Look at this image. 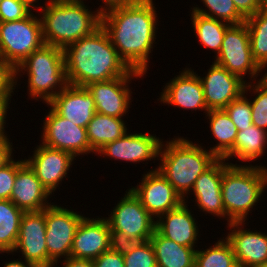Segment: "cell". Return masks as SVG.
Here are the masks:
<instances>
[{"mask_svg":"<svg viewBox=\"0 0 267 267\" xmlns=\"http://www.w3.org/2000/svg\"><path fill=\"white\" fill-rule=\"evenodd\" d=\"M14 87V70L0 59V103L11 102Z\"/></svg>","mask_w":267,"mask_h":267,"instance_id":"obj_39","label":"cell"},{"mask_svg":"<svg viewBox=\"0 0 267 267\" xmlns=\"http://www.w3.org/2000/svg\"><path fill=\"white\" fill-rule=\"evenodd\" d=\"M42 126V143L52 149L64 150L74 157L96 152L90 147L85 127L60 116L51 106Z\"/></svg>","mask_w":267,"mask_h":267,"instance_id":"obj_11","label":"cell"},{"mask_svg":"<svg viewBox=\"0 0 267 267\" xmlns=\"http://www.w3.org/2000/svg\"><path fill=\"white\" fill-rule=\"evenodd\" d=\"M43 5L39 10L45 44L64 49L101 26V14L83 0H48Z\"/></svg>","mask_w":267,"mask_h":267,"instance_id":"obj_3","label":"cell"},{"mask_svg":"<svg viewBox=\"0 0 267 267\" xmlns=\"http://www.w3.org/2000/svg\"><path fill=\"white\" fill-rule=\"evenodd\" d=\"M32 10L21 0L0 1V22H11L26 18Z\"/></svg>","mask_w":267,"mask_h":267,"instance_id":"obj_38","label":"cell"},{"mask_svg":"<svg viewBox=\"0 0 267 267\" xmlns=\"http://www.w3.org/2000/svg\"><path fill=\"white\" fill-rule=\"evenodd\" d=\"M209 119L210 132L217 139L216 145L209 151L218 159H224L232 150L237 138V127L224 109L209 110L206 113Z\"/></svg>","mask_w":267,"mask_h":267,"instance_id":"obj_27","label":"cell"},{"mask_svg":"<svg viewBox=\"0 0 267 267\" xmlns=\"http://www.w3.org/2000/svg\"><path fill=\"white\" fill-rule=\"evenodd\" d=\"M33 152L32 157L25 159V162L35 172L46 190L52 194L62 179L68 177V171L76 158L67 151L52 149L43 144L37 145Z\"/></svg>","mask_w":267,"mask_h":267,"instance_id":"obj_14","label":"cell"},{"mask_svg":"<svg viewBox=\"0 0 267 267\" xmlns=\"http://www.w3.org/2000/svg\"><path fill=\"white\" fill-rule=\"evenodd\" d=\"M63 267H94L93 260L89 259H76L68 257L63 259Z\"/></svg>","mask_w":267,"mask_h":267,"instance_id":"obj_46","label":"cell"},{"mask_svg":"<svg viewBox=\"0 0 267 267\" xmlns=\"http://www.w3.org/2000/svg\"><path fill=\"white\" fill-rule=\"evenodd\" d=\"M23 214L11 200H0V253L12 254Z\"/></svg>","mask_w":267,"mask_h":267,"instance_id":"obj_29","label":"cell"},{"mask_svg":"<svg viewBox=\"0 0 267 267\" xmlns=\"http://www.w3.org/2000/svg\"><path fill=\"white\" fill-rule=\"evenodd\" d=\"M19 259L17 260H13V261H8L5 263V266L4 267H35L32 263L30 262H27V261H18Z\"/></svg>","mask_w":267,"mask_h":267,"instance_id":"obj_47","label":"cell"},{"mask_svg":"<svg viewBox=\"0 0 267 267\" xmlns=\"http://www.w3.org/2000/svg\"><path fill=\"white\" fill-rule=\"evenodd\" d=\"M214 62L230 73L239 76L243 81L244 76L249 75L252 82L262 72V68L254 60L249 31L245 22L236 25H230L225 33L224 39L220 48V52L215 56Z\"/></svg>","mask_w":267,"mask_h":267,"instance_id":"obj_8","label":"cell"},{"mask_svg":"<svg viewBox=\"0 0 267 267\" xmlns=\"http://www.w3.org/2000/svg\"><path fill=\"white\" fill-rule=\"evenodd\" d=\"M24 71V72H23ZM28 77V96L49 103L67 85L64 51L60 47L43 44L14 69V86L18 77ZM58 90V91H57Z\"/></svg>","mask_w":267,"mask_h":267,"instance_id":"obj_6","label":"cell"},{"mask_svg":"<svg viewBox=\"0 0 267 267\" xmlns=\"http://www.w3.org/2000/svg\"><path fill=\"white\" fill-rule=\"evenodd\" d=\"M162 139L149 133H126L121 138L105 144L96 153L115 160L133 163L158 158Z\"/></svg>","mask_w":267,"mask_h":267,"instance_id":"obj_17","label":"cell"},{"mask_svg":"<svg viewBox=\"0 0 267 267\" xmlns=\"http://www.w3.org/2000/svg\"><path fill=\"white\" fill-rule=\"evenodd\" d=\"M94 267H125L123 255L111 249L93 260Z\"/></svg>","mask_w":267,"mask_h":267,"instance_id":"obj_41","label":"cell"},{"mask_svg":"<svg viewBox=\"0 0 267 267\" xmlns=\"http://www.w3.org/2000/svg\"><path fill=\"white\" fill-rule=\"evenodd\" d=\"M254 267H267V264L257 265V266H254Z\"/></svg>","mask_w":267,"mask_h":267,"instance_id":"obj_49","label":"cell"},{"mask_svg":"<svg viewBox=\"0 0 267 267\" xmlns=\"http://www.w3.org/2000/svg\"><path fill=\"white\" fill-rule=\"evenodd\" d=\"M194 267H239L231 244L219 239L205 250H196Z\"/></svg>","mask_w":267,"mask_h":267,"instance_id":"obj_32","label":"cell"},{"mask_svg":"<svg viewBox=\"0 0 267 267\" xmlns=\"http://www.w3.org/2000/svg\"><path fill=\"white\" fill-rule=\"evenodd\" d=\"M208 73L201 80L208 110L224 109L243 93L246 82L226 68L212 62Z\"/></svg>","mask_w":267,"mask_h":267,"instance_id":"obj_15","label":"cell"},{"mask_svg":"<svg viewBox=\"0 0 267 267\" xmlns=\"http://www.w3.org/2000/svg\"><path fill=\"white\" fill-rule=\"evenodd\" d=\"M237 11L245 18L256 14L259 10L265 8L264 0H232Z\"/></svg>","mask_w":267,"mask_h":267,"instance_id":"obj_42","label":"cell"},{"mask_svg":"<svg viewBox=\"0 0 267 267\" xmlns=\"http://www.w3.org/2000/svg\"><path fill=\"white\" fill-rule=\"evenodd\" d=\"M23 3H25L31 10H34V8L39 9L35 3L39 2V0H21Z\"/></svg>","mask_w":267,"mask_h":267,"instance_id":"obj_48","label":"cell"},{"mask_svg":"<svg viewBox=\"0 0 267 267\" xmlns=\"http://www.w3.org/2000/svg\"><path fill=\"white\" fill-rule=\"evenodd\" d=\"M105 5H100L97 11L103 15L112 9L126 7L134 4L137 0H101ZM101 7V8H100Z\"/></svg>","mask_w":267,"mask_h":267,"instance_id":"obj_43","label":"cell"},{"mask_svg":"<svg viewBox=\"0 0 267 267\" xmlns=\"http://www.w3.org/2000/svg\"><path fill=\"white\" fill-rule=\"evenodd\" d=\"M258 80L256 83L247 82L244 93H251L253 90L251 94H257L253 101H250L252 124L267 131V73Z\"/></svg>","mask_w":267,"mask_h":267,"instance_id":"obj_34","label":"cell"},{"mask_svg":"<svg viewBox=\"0 0 267 267\" xmlns=\"http://www.w3.org/2000/svg\"><path fill=\"white\" fill-rule=\"evenodd\" d=\"M44 43L40 17L0 22V59L13 70Z\"/></svg>","mask_w":267,"mask_h":267,"instance_id":"obj_7","label":"cell"},{"mask_svg":"<svg viewBox=\"0 0 267 267\" xmlns=\"http://www.w3.org/2000/svg\"><path fill=\"white\" fill-rule=\"evenodd\" d=\"M123 118L95 113L86 127L90 147L97 152L105 144L121 138L127 133Z\"/></svg>","mask_w":267,"mask_h":267,"instance_id":"obj_26","label":"cell"},{"mask_svg":"<svg viewBox=\"0 0 267 267\" xmlns=\"http://www.w3.org/2000/svg\"><path fill=\"white\" fill-rule=\"evenodd\" d=\"M264 3H265V7L267 8V0H264Z\"/></svg>","mask_w":267,"mask_h":267,"instance_id":"obj_50","label":"cell"},{"mask_svg":"<svg viewBox=\"0 0 267 267\" xmlns=\"http://www.w3.org/2000/svg\"><path fill=\"white\" fill-rule=\"evenodd\" d=\"M192 27L198 41L217 56L224 39V33L230 24L211 17L191 12Z\"/></svg>","mask_w":267,"mask_h":267,"instance_id":"obj_30","label":"cell"},{"mask_svg":"<svg viewBox=\"0 0 267 267\" xmlns=\"http://www.w3.org/2000/svg\"><path fill=\"white\" fill-rule=\"evenodd\" d=\"M45 239V208L38 212H24L17 243L12 253L20 252L24 261L30 262L34 266L49 267V256Z\"/></svg>","mask_w":267,"mask_h":267,"instance_id":"obj_13","label":"cell"},{"mask_svg":"<svg viewBox=\"0 0 267 267\" xmlns=\"http://www.w3.org/2000/svg\"><path fill=\"white\" fill-rule=\"evenodd\" d=\"M25 163V159L14 161L12 158L0 168V200H10L17 170Z\"/></svg>","mask_w":267,"mask_h":267,"instance_id":"obj_37","label":"cell"},{"mask_svg":"<svg viewBox=\"0 0 267 267\" xmlns=\"http://www.w3.org/2000/svg\"><path fill=\"white\" fill-rule=\"evenodd\" d=\"M83 214L51 204L45 208L46 246L49 256V267L57 266L58 259L70 257L76 229Z\"/></svg>","mask_w":267,"mask_h":267,"instance_id":"obj_9","label":"cell"},{"mask_svg":"<svg viewBox=\"0 0 267 267\" xmlns=\"http://www.w3.org/2000/svg\"><path fill=\"white\" fill-rule=\"evenodd\" d=\"M249 31L251 52L254 60L264 70L267 67V8L245 20Z\"/></svg>","mask_w":267,"mask_h":267,"instance_id":"obj_31","label":"cell"},{"mask_svg":"<svg viewBox=\"0 0 267 267\" xmlns=\"http://www.w3.org/2000/svg\"><path fill=\"white\" fill-rule=\"evenodd\" d=\"M224 110L230 116L238 131L252 125L250 99L247 98L245 93L229 103Z\"/></svg>","mask_w":267,"mask_h":267,"instance_id":"obj_36","label":"cell"},{"mask_svg":"<svg viewBox=\"0 0 267 267\" xmlns=\"http://www.w3.org/2000/svg\"><path fill=\"white\" fill-rule=\"evenodd\" d=\"M51 194L25 162L18 170L10 200L24 212H38L49 207Z\"/></svg>","mask_w":267,"mask_h":267,"instance_id":"obj_23","label":"cell"},{"mask_svg":"<svg viewBox=\"0 0 267 267\" xmlns=\"http://www.w3.org/2000/svg\"><path fill=\"white\" fill-rule=\"evenodd\" d=\"M128 190V191H127ZM125 196L105 217L110 230L123 232L131 239L148 241L155 230L156 221L142 206L140 199L129 188Z\"/></svg>","mask_w":267,"mask_h":267,"instance_id":"obj_10","label":"cell"},{"mask_svg":"<svg viewBox=\"0 0 267 267\" xmlns=\"http://www.w3.org/2000/svg\"><path fill=\"white\" fill-rule=\"evenodd\" d=\"M225 159H218L209 169L202 173L192 188L197 207L202 212L215 217L225 218L222 201L221 182L224 170L230 165Z\"/></svg>","mask_w":267,"mask_h":267,"instance_id":"obj_22","label":"cell"},{"mask_svg":"<svg viewBox=\"0 0 267 267\" xmlns=\"http://www.w3.org/2000/svg\"><path fill=\"white\" fill-rule=\"evenodd\" d=\"M186 203L182 202L177 208L161 215L156 220L155 229L177 244L195 248L199 229L194 214H191Z\"/></svg>","mask_w":267,"mask_h":267,"instance_id":"obj_24","label":"cell"},{"mask_svg":"<svg viewBox=\"0 0 267 267\" xmlns=\"http://www.w3.org/2000/svg\"><path fill=\"white\" fill-rule=\"evenodd\" d=\"M10 103H0V143H12L9 138H7V134L5 133V124L7 119V109H9Z\"/></svg>","mask_w":267,"mask_h":267,"instance_id":"obj_44","label":"cell"},{"mask_svg":"<svg viewBox=\"0 0 267 267\" xmlns=\"http://www.w3.org/2000/svg\"><path fill=\"white\" fill-rule=\"evenodd\" d=\"M110 226L103 218L84 217L80 221L72 243L70 257L94 260L110 249Z\"/></svg>","mask_w":267,"mask_h":267,"instance_id":"obj_19","label":"cell"},{"mask_svg":"<svg viewBox=\"0 0 267 267\" xmlns=\"http://www.w3.org/2000/svg\"><path fill=\"white\" fill-rule=\"evenodd\" d=\"M47 105V107L51 106L60 116L85 128L96 113L95 101L86 87L70 84Z\"/></svg>","mask_w":267,"mask_h":267,"instance_id":"obj_21","label":"cell"},{"mask_svg":"<svg viewBox=\"0 0 267 267\" xmlns=\"http://www.w3.org/2000/svg\"><path fill=\"white\" fill-rule=\"evenodd\" d=\"M176 76L166 83L158 101L185 110H204L206 114L209 110L198 74L188 67Z\"/></svg>","mask_w":267,"mask_h":267,"instance_id":"obj_16","label":"cell"},{"mask_svg":"<svg viewBox=\"0 0 267 267\" xmlns=\"http://www.w3.org/2000/svg\"><path fill=\"white\" fill-rule=\"evenodd\" d=\"M110 249L121 255H125L133 250L141 241L131 239L123 232L110 230Z\"/></svg>","mask_w":267,"mask_h":267,"instance_id":"obj_40","label":"cell"},{"mask_svg":"<svg viewBox=\"0 0 267 267\" xmlns=\"http://www.w3.org/2000/svg\"><path fill=\"white\" fill-rule=\"evenodd\" d=\"M133 78L117 77L108 81L92 82L85 86L93 96L96 113L117 118L126 116L132 102V91L128 84Z\"/></svg>","mask_w":267,"mask_h":267,"instance_id":"obj_18","label":"cell"},{"mask_svg":"<svg viewBox=\"0 0 267 267\" xmlns=\"http://www.w3.org/2000/svg\"><path fill=\"white\" fill-rule=\"evenodd\" d=\"M155 9L153 0H137L130 6L101 15V26L120 58L131 70L144 75L149 70V54L156 43L158 15Z\"/></svg>","mask_w":267,"mask_h":267,"instance_id":"obj_1","label":"cell"},{"mask_svg":"<svg viewBox=\"0 0 267 267\" xmlns=\"http://www.w3.org/2000/svg\"><path fill=\"white\" fill-rule=\"evenodd\" d=\"M246 222H230L225 237L231 244L239 267L267 264V234L244 229ZM233 229V230H232Z\"/></svg>","mask_w":267,"mask_h":267,"instance_id":"obj_20","label":"cell"},{"mask_svg":"<svg viewBox=\"0 0 267 267\" xmlns=\"http://www.w3.org/2000/svg\"><path fill=\"white\" fill-rule=\"evenodd\" d=\"M267 144V131L252 124L237 133L233 150L224 158L237 157L241 162H252L264 155Z\"/></svg>","mask_w":267,"mask_h":267,"instance_id":"obj_28","label":"cell"},{"mask_svg":"<svg viewBox=\"0 0 267 267\" xmlns=\"http://www.w3.org/2000/svg\"><path fill=\"white\" fill-rule=\"evenodd\" d=\"M125 267H157L154 248L150 240L140 242L133 250L123 255Z\"/></svg>","mask_w":267,"mask_h":267,"instance_id":"obj_35","label":"cell"},{"mask_svg":"<svg viewBox=\"0 0 267 267\" xmlns=\"http://www.w3.org/2000/svg\"><path fill=\"white\" fill-rule=\"evenodd\" d=\"M267 186V168L262 165H230L221 182L222 201L227 224L245 222Z\"/></svg>","mask_w":267,"mask_h":267,"instance_id":"obj_5","label":"cell"},{"mask_svg":"<svg viewBox=\"0 0 267 267\" xmlns=\"http://www.w3.org/2000/svg\"><path fill=\"white\" fill-rule=\"evenodd\" d=\"M206 9L196 7L191 8L193 12L223 21L230 25L241 24L245 18L237 11L232 0H201Z\"/></svg>","mask_w":267,"mask_h":267,"instance_id":"obj_33","label":"cell"},{"mask_svg":"<svg viewBox=\"0 0 267 267\" xmlns=\"http://www.w3.org/2000/svg\"><path fill=\"white\" fill-rule=\"evenodd\" d=\"M12 143H0V168L5 166L12 158L13 145Z\"/></svg>","mask_w":267,"mask_h":267,"instance_id":"obj_45","label":"cell"},{"mask_svg":"<svg viewBox=\"0 0 267 267\" xmlns=\"http://www.w3.org/2000/svg\"><path fill=\"white\" fill-rule=\"evenodd\" d=\"M67 83L85 87L89 83L117 77L142 78L120 58L106 30L100 26L91 35L69 44L64 49Z\"/></svg>","mask_w":267,"mask_h":267,"instance_id":"obj_2","label":"cell"},{"mask_svg":"<svg viewBox=\"0 0 267 267\" xmlns=\"http://www.w3.org/2000/svg\"><path fill=\"white\" fill-rule=\"evenodd\" d=\"M149 171L143 175L139 185L131 190L140 199L142 206L157 220L161 215L177 208L183 199L157 168Z\"/></svg>","mask_w":267,"mask_h":267,"instance_id":"obj_12","label":"cell"},{"mask_svg":"<svg viewBox=\"0 0 267 267\" xmlns=\"http://www.w3.org/2000/svg\"><path fill=\"white\" fill-rule=\"evenodd\" d=\"M149 240L154 248L157 267H194L197 249L177 244L156 229Z\"/></svg>","mask_w":267,"mask_h":267,"instance_id":"obj_25","label":"cell"},{"mask_svg":"<svg viewBox=\"0 0 267 267\" xmlns=\"http://www.w3.org/2000/svg\"><path fill=\"white\" fill-rule=\"evenodd\" d=\"M166 142V144L164 143ZM162 141L157 171L173 186L174 190L186 202L197 178L209 169L218 158L209 150L187 138L175 137ZM189 192V193H188Z\"/></svg>","mask_w":267,"mask_h":267,"instance_id":"obj_4","label":"cell"}]
</instances>
